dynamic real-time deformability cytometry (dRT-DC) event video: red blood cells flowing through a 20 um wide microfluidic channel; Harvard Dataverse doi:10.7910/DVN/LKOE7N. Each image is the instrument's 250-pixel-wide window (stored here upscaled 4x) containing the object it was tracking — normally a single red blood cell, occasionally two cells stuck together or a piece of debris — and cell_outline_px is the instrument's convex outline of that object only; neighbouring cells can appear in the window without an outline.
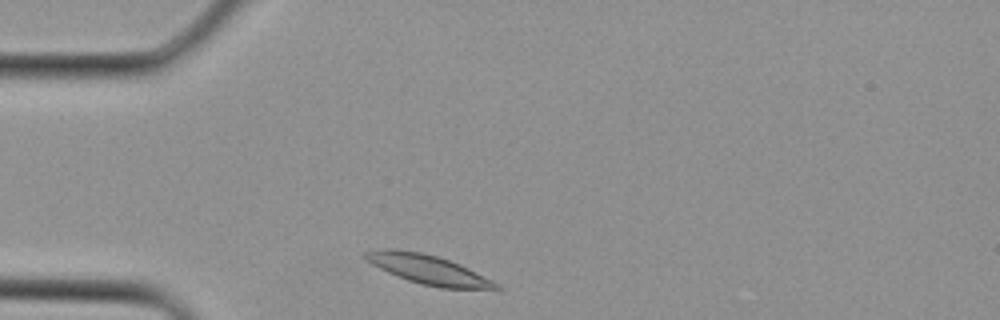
{"species": "Egyptian fruit bat (a non-hibernating species)", "species_latin": "Rousettus aegyptiacus", "temperature_condition": "cold", "stored_images_in_passage": 1, "camera_frame_rate_fps": 3000, "um_per_image_px": 0.085, "animal": {"sex": "female"}, "frame": {"image": 1, "passage_image": 1, "time_ms": 0.0, "image_size_px": [1000, 320], "cell_outline_px": [[500, 288], [440, 288], [420, 284], [408, 280], [388, 272], [372, 264], [360, 256], [360, 252], [380, 248], [392, 248], [420, 252], [436, 256], [460, 264], [500, 284]], "centroid_in_image_um": [36.29, 22.88], "position_along_channel_um": 48.7, "area_um2": 22.2}}